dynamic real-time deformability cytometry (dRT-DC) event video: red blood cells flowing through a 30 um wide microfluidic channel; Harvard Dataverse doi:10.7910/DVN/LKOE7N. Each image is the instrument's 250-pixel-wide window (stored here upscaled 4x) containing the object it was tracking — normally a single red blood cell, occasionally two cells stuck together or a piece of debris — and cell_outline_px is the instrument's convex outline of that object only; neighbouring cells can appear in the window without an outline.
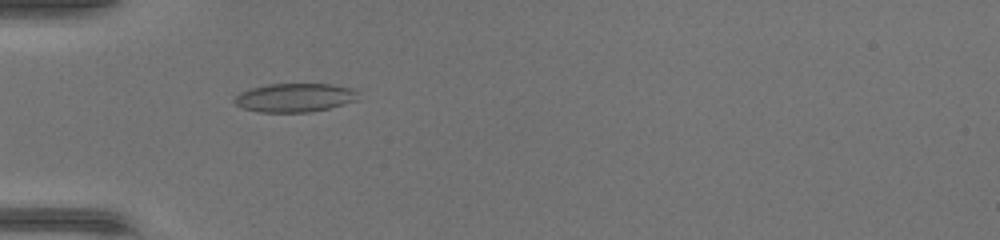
{"species": "common noctule bat (a hibernating species)", "species_latin": "Nyctalus noctula", "temperature_condition": "warm", "stored_images_in_passage": 38, "camera_frame_rate_fps": 3000, "um_per_image_px": 0.085, "animal": {"sex": "female", "body_mass_g": 17.0, "forearm_length_mm": 48.0}, "frame": {"image": 1, "passage_image": 7, "time_ms": 2.0, "image_size_px": [1000, 240], "cell_outline_px": [[356, 100], [328, 108], [308, 112], [260, 112], [244, 108], [236, 104], [232, 100], [240, 92], [248, 88], [268, 84], [332, 84], [352, 88], [356, 92]], "centroid_in_image_um": [25.0, 8.29], "position_along_channel_um": 60.0, "area_um2": 20.52}}
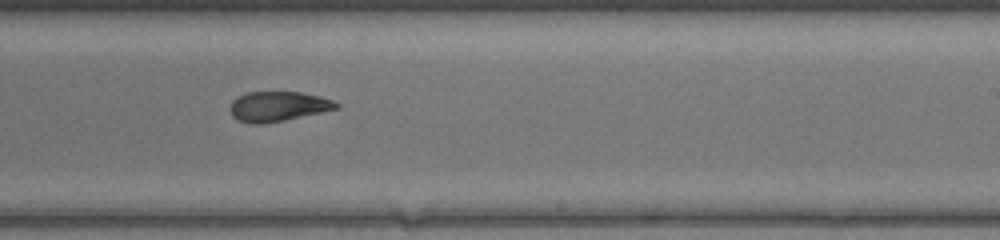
{"frame": {"image": 2, "passage_image": 21, "time_ms": 6.667, "image_size_px": [1000, 240], "cell_outline_px": [[340, 108], [284, 120], [260, 124], [252, 124], [236, 120], [232, 116], [232, 100], [236, 96], [244, 92], [300, 92], [320, 96], [332, 100], [340, 104]], "centroid_in_image_um": [23.63, 9.03], "position_along_channel_um": 265.4, "area_um2": 18.5}}
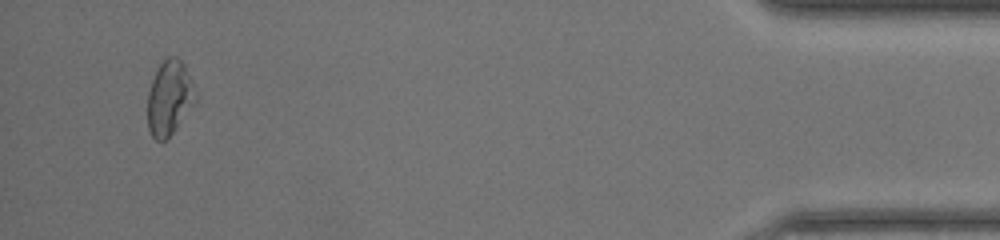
{"frame": {"image": 3, "passage_image": 36, "time_ms": 11.667, "image_size_px": [1000, 240], "cell_outline_px": [[200, 96], [172, 132], [164, 140], [156, 140], [152, 136], [148, 128], [148, 92], [156, 68], [168, 56], [176, 56], [184, 64]], "centroid_in_image_um": [14.42, 8.27], "position_along_channel_um": 420.8, "area_um2": 20.87}}